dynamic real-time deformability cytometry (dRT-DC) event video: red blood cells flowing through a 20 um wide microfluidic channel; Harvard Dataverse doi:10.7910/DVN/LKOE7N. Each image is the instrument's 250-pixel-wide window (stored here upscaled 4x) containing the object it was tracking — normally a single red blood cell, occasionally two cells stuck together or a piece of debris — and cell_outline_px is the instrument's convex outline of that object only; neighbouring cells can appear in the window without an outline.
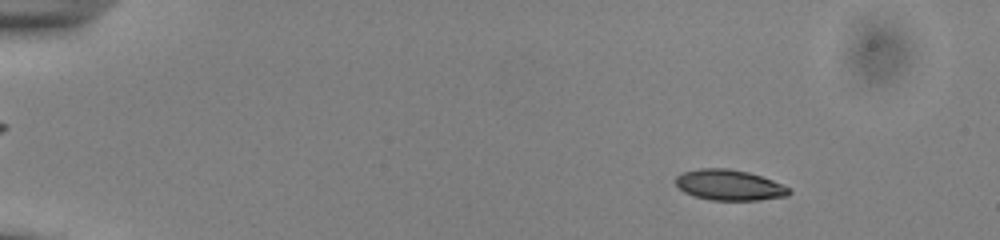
{"species": "common noctule bat (a hibernating species)", "species_latin": "Nyctalus noctula", "temperature_condition": "cold", "stored_images_in_passage": 54, "camera_frame_rate_fps": 3000, "um_per_image_px": 0.085, "animal": {"sex": "male", "body_mass_g": 13.0, "forearm_length_mm": 53.1}, "frame": {"image": 1, "passage_image": 8, "time_ms": 2.333, "image_size_px": [1000, 240], "cell_outline_px": [[792, 192], [788, 196], [760, 200], [712, 200], [696, 196], [684, 192], [676, 184], [676, 176], [684, 172], [700, 168], [728, 168], [748, 172], [772, 180], [788, 188]], "centroid_in_image_um": [62.0, 15.73], "position_along_channel_um": 23.0, "area_um2": 20.06}}
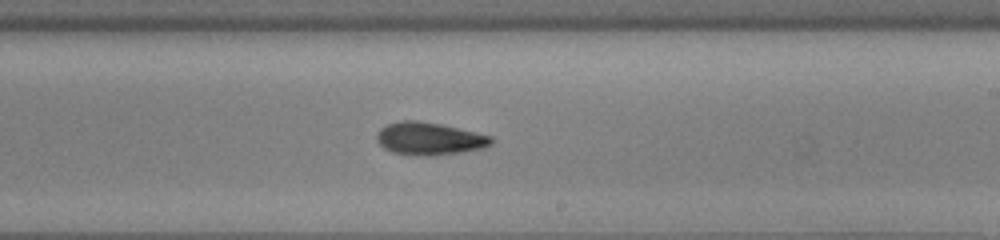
{"frame": {"image": 2, "passage_image": 34, "time_ms": 11.0, "image_size_px": [1000, 240], "cell_outline_px": [[492, 144], [484, 148], [460, 152], [428, 156], [420, 156], [392, 152], [384, 148], [376, 140], [376, 136], [380, 128], [388, 124], [400, 120], [420, 120], [440, 124], [476, 132], [492, 136]], "centroid_in_image_um": [36.48, 11.78], "position_along_channel_um": 252.5, "area_um2": 21.79}}
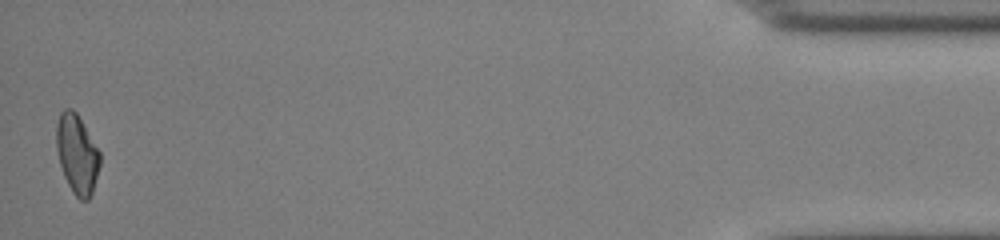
{"frame": {"image": 3, "passage_image": 54, "time_ms": 17.667, "image_size_px": [1000, 240], "cell_outline_px": [[100, 164], [92, 192], [88, 200], [80, 200], [72, 192], [64, 176], [60, 164], [56, 148], [56, 124], [60, 112], [64, 108], [72, 108], [76, 112], [100, 152]], "centroid_in_image_um": [6.53, 13.08], "position_along_channel_um": 428.7, "area_um2": 20.0}, "authors_computed_cell_mechanics": {"area_um2": 20.5768, "velocity_mm_per_s": 3.8692, "shape_relaxation_time_tau1_ms": 4.8241, "shape_relaxation_time_tau2_ms": 5.9115, "deformation_change_tau1": 0.1442, "deformation_change_tau2": 0.1214}}